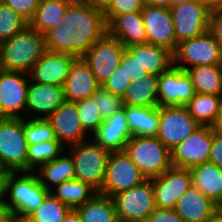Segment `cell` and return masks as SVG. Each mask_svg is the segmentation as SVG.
Here are the masks:
<instances>
[{"mask_svg": "<svg viewBox=\"0 0 222 222\" xmlns=\"http://www.w3.org/2000/svg\"><path fill=\"white\" fill-rule=\"evenodd\" d=\"M46 52L45 34L28 25L0 44V69L29 73Z\"/></svg>", "mask_w": 222, "mask_h": 222, "instance_id": "obj_2", "label": "cell"}, {"mask_svg": "<svg viewBox=\"0 0 222 222\" xmlns=\"http://www.w3.org/2000/svg\"><path fill=\"white\" fill-rule=\"evenodd\" d=\"M132 137L124 109L115 112L103 120L91 138L103 149L110 152L124 151L125 145Z\"/></svg>", "mask_w": 222, "mask_h": 222, "instance_id": "obj_21", "label": "cell"}, {"mask_svg": "<svg viewBox=\"0 0 222 222\" xmlns=\"http://www.w3.org/2000/svg\"><path fill=\"white\" fill-rule=\"evenodd\" d=\"M65 147L58 140L28 144L27 171H36L41 165L58 158Z\"/></svg>", "mask_w": 222, "mask_h": 222, "instance_id": "obj_35", "label": "cell"}, {"mask_svg": "<svg viewBox=\"0 0 222 222\" xmlns=\"http://www.w3.org/2000/svg\"><path fill=\"white\" fill-rule=\"evenodd\" d=\"M132 83L128 79L127 74L125 73L124 67H117L114 70V73L107 79V81L102 85V87L112 93L113 95L123 97L126 89Z\"/></svg>", "mask_w": 222, "mask_h": 222, "instance_id": "obj_42", "label": "cell"}, {"mask_svg": "<svg viewBox=\"0 0 222 222\" xmlns=\"http://www.w3.org/2000/svg\"><path fill=\"white\" fill-rule=\"evenodd\" d=\"M159 126L156 137L171 151L200 125L186 106H159Z\"/></svg>", "mask_w": 222, "mask_h": 222, "instance_id": "obj_11", "label": "cell"}, {"mask_svg": "<svg viewBox=\"0 0 222 222\" xmlns=\"http://www.w3.org/2000/svg\"><path fill=\"white\" fill-rule=\"evenodd\" d=\"M50 192L71 209L90 201L98 192L89 184L76 178L56 185Z\"/></svg>", "mask_w": 222, "mask_h": 222, "instance_id": "obj_32", "label": "cell"}, {"mask_svg": "<svg viewBox=\"0 0 222 222\" xmlns=\"http://www.w3.org/2000/svg\"><path fill=\"white\" fill-rule=\"evenodd\" d=\"M10 171L0 168V201H6V182Z\"/></svg>", "mask_w": 222, "mask_h": 222, "instance_id": "obj_48", "label": "cell"}, {"mask_svg": "<svg viewBox=\"0 0 222 222\" xmlns=\"http://www.w3.org/2000/svg\"><path fill=\"white\" fill-rule=\"evenodd\" d=\"M208 162L213 163L222 169V136L212 129V146Z\"/></svg>", "mask_w": 222, "mask_h": 222, "instance_id": "obj_47", "label": "cell"}, {"mask_svg": "<svg viewBox=\"0 0 222 222\" xmlns=\"http://www.w3.org/2000/svg\"><path fill=\"white\" fill-rule=\"evenodd\" d=\"M70 210L71 208L50 192L43 203L24 222H63Z\"/></svg>", "mask_w": 222, "mask_h": 222, "instance_id": "obj_36", "label": "cell"}, {"mask_svg": "<svg viewBox=\"0 0 222 222\" xmlns=\"http://www.w3.org/2000/svg\"><path fill=\"white\" fill-rule=\"evenodd\" d=\"M9 213L6 201H0V221Z\"/></svg>", "mask_w": 222, "mask_h": 222, "instance_id": "obj_55", "label": "cell"}, {"mask_svg": "<svg viewBox=\"0 0 222 222\" xmlns=\"http://www.w3.org/2000/svg\"><path fill=\"white\" fill-rule=\"evenodd\" d=\"M194 95L191 78L185 70L172 65L158 76L159 106H185Z\"/></svg>", "mask_w": 222, "mask_h": 222, "instance_id": "obj_16", "label": "cell"}, {"mask_svg": "<svg viewBox=\"0 0 222 222\" xmlns=\"http://www.w3.org/2000/svg\"><path fill=\"white\" fill-rule=\"evenodd\" d=\"M92 97L97 104L102 120L109 118L123 107L122 98L113 95L109 91L105 90L102 86Z\"/></svg>", "mask_w": 222, "mask_h": 222, "instance_id": "obj_40", "label": "cell"}, {"mask_svg": "<svg viewBox=\"0 0 222 222\" xmlns=\"http://www.w3.org/2000/svg\"><path fill=\"white\" fill-rule=\"evenodd\" d=\"M82 222H119L112 198L97 193L76 208Z\"/></svg>", "mask_w": 222, "mask_h": 222, "instance_id": "obj_33", "label": "cell"}, {"mask_svg": "<svg viewBox=\"0 0 222 222\" xmlns=\"http://www.w3.org/2000/svg\"><path fill=\"white\" fill-rule=\"evenodd\" d=\"M71 3V0H41L29 26L45 34L61 20Z\"/></svg>", "mask_w": 222, "mask_h": 222, "instance_id": "obj_31", "label": "cell"}, {"mask_svg": "<svg viewBox=\"0 0 222 222\" xmlns=\"http://www.w3.org/2000/svg\"><path fill=\"white\" fill-rule=\"evenodd\" d=\"M125 47L106 33L84 54L82 59L90 66L97 82L102 86L119 67Z\"/></svg>", "mask_w": 222, "mask_h": 222, "instance_id": "obj_13", "label": "cell"}, {"mask_svg": "<svg viewBox=\"0 0 222 222\" xmlns=\"http://www.w3.org/2000/svg\"><path fill=\"white\" fill-rule=\"evenodd\" d=\"M0 222H24V219L16 214L9 213Z\"/></svg>", "mask_w": 222, "mask_h": 222, "instance_id": "obj_54", "label": "cell"}, {"mask_svg": "<svg viewBox=\"0 0 222 222\" xmlns=\"http://www.w3.org/2000/svg\"><path fill=\"white\" fill-rule=\"evenodd\" d=\"M177 44L208 32L210 9L199 0L170 7Z\"/></svg>", "mask_w": 222, "mask_h": 222, "instance_id": "obj_12", "label": "cell"}, {"mask_svg": "<svg viewBox=\"0 0 222 222\" xmlns=\"http://www.w3.org/2000/svg\"><path fill=\"white\" fill-rule=\"evenodd\" d=\"M106 33L102 10L84 1L72 2L61 20L45 33L47 51L82 58Z\"/></svg>", "mask_w": 222, "mask_h": 222, "instance_id": "obj_1", "label": "cell"}, {"mask_svg": "<svg viewBox=\"0 0 222 222\" xmlns=\"http://www.w3.org/2000/svg\"><path fill=\"white\" fill-rule=\"evenodd\" d=\"M123 105L158 107V76L146 74L132 82L122 97Z\"/></svg>", "mask_w": 222, "mask_h": 222, "instance_id": "obj_27", "label": "cell"}, {"mask_svg": "<svg viewBox=\"0 0 222 222\" xmlns=\"http://www.w3.org/2000/svg\"><path fill=\"white\" fill-rule=\"evenodd\" d=\"M215 64H222V49L208 32L177 44L173 53V65L183 70Z\"/></svg>", "mask_w": 222, "mask_h": 222, "instance_id": "obj_8", "label": "cell"}, {"mask_svg": "<svg viewBox=\"0 0 222 222\" xmlns=\"http://www.w3.org/2000/svg\"><path fill=\"white\" fill-rule=\"evenodd\" d=\"M132 137L156 136L159 126L158 107L123 105Z\"/></svg>", "mask_w": 222, "mask_h": 222, "instance_id": "obj_28", "label": "cell"}, {"mask_svg": "<svg viewBox=\"0 0 222 222\" xmlns=\"http://www.w3.org/2000/svg\"><path fill=\"white\" fill-rule=\"evenodd\" d=\"M186 1H191V0H170V7L175 6L177 4H181Z\"/></svg>", "mask_w": 222, "mask_h": 222, "instance_id": "obj_57", "label": "cell"}, {"mask_svg": "<svg viewBox=\"0 0 222 222\" xmlns=\"http://www.w3.org/2000/svg\"><path fill=\"white\" fill-rule=\"evenodd\" d=\"M185 106L199 125L212 126L220 112L222 98L214 94L195 93Z\"/></svg>", "mask_w": 222, "mask_h": 222, "instance_id": "obj_34", "label": "cell"}, {"mask_svg": "<svg viewBox=\"0 0 222 222\" xmlns=\"http://www.w3.org/2000/svg\"><path fill=\"white\" fill-rule=\"evenodd\" d=\"M146 222H185L174 209L156 208Z\"/></svg>", "mask_w": 222, "mask_h": 222, "instance_id": "obj_46", "label": "cell"}, {"mask_svg": "<svg viewBox=\"0 0 222 222\" xmlns=\"http://www.w3.org/2000/svg\"><path fill=\"white\" fill-rule=\"evenodd\" d=\"M29 22L9 6L0 2V44L24 30Z\"/></svg>", "mask_w": 222, "mask_h": 222, "instance_id": "obj_37", "label": "cell"}, {"mask_svg": "<svg viewBox=\"0 0 222 222\" xmlns=\"http://www.w3.org/2000/svg\"><path fill=\"white\" fill-rule=\"evenodd\" d=\"M199 1L205 4L210 10L222 8V0H199Z\"/></svg>", "mask_w": 222, "mask_h": 222, "instance_id": "obj_53", "label": "cell"}, {"mask_svg": "<svg viewBox=\"0 0 222 222\" xmlns=\"http://www.w3.org/2000/svg\"><path fill=\"white\" fill-rule=\"evenodd\" d=\"M65 101L62 86L29 80L26 119H47Z\"/></svg>", "mask_w": 222, "mask_h": 222, "instance_id": "obj_19", "label": "cell"}, {"mask_svg": "<svg viewBox=\"0 0 222 222\" xmlns=\"http://www.w3.org/2000/svg\"><path fill=\"white\" fill-rule=\"evenodd\" d=\"M212 146V127L200 125L183 142L171 150V164L188 168L208 162Z\"/></svg>", "mask_w": 222, "mask_h": 222, "instance_id": "obj_15", "label": "cell"}, {"mask_svg": "<svg viewBox=\"0 0 222 222\" xmlns=\"http://www.w3.org/2000/svg\"><path fill=\"white\" fill-rule=\"evenodd\" d=\"M146 180L125 151L111 152L107 161L105 180L99 194L112 198Z\"/></svg>", "mask_w": 222, "mask_h": 222, "instance_id": "obj_9", "label": "cell"}, {"mask_svg": "<svg viewBox=\"0 0 222 222\" xmlns=\"http://www.w3.org/2000/svg\"><path fill=\"white\" fill-rule=\"evenodd\" d=\"M47 120L53 128L57 140L65 148L91 138L82 128L75 102L65 101Z\"/></svg>", "mask_w": 222, "mask_h": 222, "instance_id": "obj_18", "label": "cell"}, {"mask_svg": "<svg viewBox=\"0 0 222 222\" xmlns=\"http://www.w3.org/2000/svg\"><path fill=\"white\" fill-rule=\"evenodd\" d=\"M74 161L75 178L89 184L98 193L103 187L110 151L92 138L65 148Z\"/></svg>", "mask_w": 222, "mask_h": 222, "instance_id": "obj_4", "label": "cell"}, {"mask_svg": "<svg viewBox=\"0 0 222 222\" xmlns=\"http://www.w3.org/2000/svg\"><path fill=\"white\" fill-rule=\"evenodd\" d=\"M27 148L23 118L0 117V168L27 171Z\"/></svg>", "mask_w": 222, "mask_h": 222, "instance_id": "obj_6", "label": "cell"}, {"mask_svg": "<svg viewBox=\"0 0 222 222\" xmlns=\"http://www.w3.org/2000/svg\"><path fill=\"white\" fill-rule=\"evenodd\" d=\"M141 14L146 29L147 43L166 48L174 53L176 35L171 10L145 4Z\"/></svg>", "mask_w": 222, "mask_h": 222, "instance_id": "obj_17", "label": "cell"}, {"mask_svg": "<svg viewBox=\"0 0 222 222\" xmlns=\"http://www.w3.org/2000/svg\"><path fill=\"white\" fill-rule=\"evenodd\" d=\"M211 127L214 132L222 136V106L214 124Z\"/></svg>", "mask_w": 222, "mask_h": 222, "instance_id": "obj_51", "label": "cell"}, {"mask_svg": "<svg viewBox=\"0 0 222 222\" xmlns=\"http://www.w3.org/2000/svg\"><path fill=\"white\" fill-rule=\"evenodd\" d=\"M185 71L191 78L195 93L220 96L222 64L194 66Z\"/></svg>", "mask_w": 222, "mask_h": 222, "instance_id": "obj_30", "label": "cell"}, {"mask_svg": "<svg viewBox=\"0 0 222 222\" xmlns=\"http://www.w3.org/2000/svg\"><path fill=\"white\" fill-rule=\"evenodd\" d=\"M193 186L199 189L216 205L222 202V169L204 162L190 168Z\"/></svg>", "mask_w": 222, "mask_h": 222, "instance_id": "obj_26", "label": "cell"}, {"mask_svg": "<svg viewBox=\"0 0 222 222\" xmlns=\"http://www.w3.org/2000/svg\"><path fill=\"white\" fill-rule=\"evenodd\" d=\"M145 4L152 7H163L170 9V0H144Z\"/></svg>", "mask_w": 222, "mask_h": 222, "instance_id": "obj_50", "label": "cell"}, {"mask_svg": "<svg viewBox=\"0 0 222 222\" xmlns=\"http://www.w3.org/2000/svg\"><path fill=\"white\" fill-rule=\"evenodd\" d=\"M77 57L67 53L47 51L31 68L29 78L35 83L64 85L71 65Z\"/></svg>", "mask_w": 222, "mask_h": 222, "instance_id": "obj_20", "label": "cell"}, {"mask_svg": "<svg viewBox=\"0 0 222 222\" xmlns=\"http://www.w3.org/2000/svg\"><path fill=\"white\" fill-rule=\"evenodd\" d=\"M112 200L119 222H146L149 215L156 209L150 179L114 195Z\"/></svg>", "mask_w": 222, "mask_h": 222, "instance_id": "obj_7", "label": "cell"}, {"mask_svg": "<svg viewBox=\"0 0 222 222\" xmlns=\"http://www.w3.org/2000/svg\"><path fill=\"white\" fill-rule=\"evenodd\" d=\"M34 172L38 175L40 183L50 191L56 185L75 178L74 161L64 150L58 158L41 165Z\"/></svg>", "mask_w": 222, "mask_h": 222, "instance_id": "obj_29", "label": "cell"}, {"mask_svg": "<svg viewBox=\"0 0 222 222\" xmlns=\"http://www.w3.org/2000/svg\"><path fill=\"white\" fill-rule=\"evenodd\" d=\"M126 49L148 74L161 75L173 65V53L153 44H134Z\"/></svg>", "mask_w": 222, "mask_h": 222, "instance_id": "obj_25", "label": "cell"}, {"mask_svg": "<svg viewBox=\"0 0 222 222\" xmlns=\"http://www.w3.org/2000/svg\"><path fill=\"white\" fill-rule=\"evenodd\" d=\"M49 193L35 172L8 173L5 198L8 210L24 220L43 203Z\"/></svg>", "mask_w": 222, "mask_h": 222, "instance_id": "obj_3", "label": "cell"}, {"mask_svg": "<svg viewBox=\"0 0 222 222\" xmlns=\"http://www.w3.org/2000/svg\"><path fill=\"white\" fill-rule=\"evenodd\" d=\"M29 74L0 69V117L26 118Z\"/></svg>", "mask_w": 222, "mask_h": 222, "instance_id": "obj_10", "label": "cell"}, {"mask_svg": "<svg viewBox=\"0 0 222 222\" xmlns=\"http://www.w3.org/2000/svg\"><path fill=\"white\" fill-rule=\"evenodd\" d=\"M217 209L220 211V213L222 214V202H220L218 205H217Z\"/></svg>", "mask_w": 222, "mask_h": 222, "instance_id": "obj_58", "label": "cell"}, {"mask_svg": "<svg viewBox=\"0 0 222 222\" xmlns=\"http://www.w3.org/2000/svg\"><path fill=\"white\" fill-rule=\"evenodd\" d=\"M125 153L146 179L162 175L171 164V151L156 137H131Z\"/></svg>", "mask_w": 222, "mask_h": 222, "instance_id": "obj_5", "label": "cell"}, {"mask_svg": "<svg viewBox=\"0 0 222 222\" xmlns=\"http://www.w3.org/2000/svg\"><path fill=\"white\" fill-rule=\"evenodd\" d=\"M208 33L216 40L222 49V8L210 10Z\"/></svg>", "mask_w": 222, "mask_h": 222, "instance_id": "obj_45", "label": "cell"}, {"mask_svg": "<svg viewBox=\"0 0 222 222\" xmlns=\"http://www.w3.org/2000/svg\"><path fill=\"white\" fill-rule=\"evenodd\" d=\"M100 87L90 66L82 58L73 62L63 85L66 101L75 103L92 97Z\"/></svg>", "mask_w": 222, "mask_h": 222, "instance_id": "obj_22", "label": "cell"}, {"mask_svg": "<svg viewBox=\"0 0 222 222\" xmlns=\"http://www.w3.org/2000/svg\"><path fill=\"white\" fill-rule=\"evenodd\" d=\"M63 222H82L78 212L76 211V209H71Z\"/></svg>", "mask_w": 222, "mask_h": 222, "instance_id": "obj_52", "label": "cell"}, {"mask_svg": "<svg viewBox=\"0 0 222 222\" xmlns=\"http://www.w3.org/2000/svg\"><path fill=\"white\" fill-rule=\"evenodd\" d=\"M207 222H222V214L217 209L208 219Z\"/></svg>", "mask_w": 222, "mask_h": 222, "instance_id": "obj_56", "label": "cell"}, {"mask_svg": "<svg viewBox=\"0 0 222 222\" xmlns=\"http://www.w3.org/2000/svg\"><path fill=\"white\" fill-rule=\"evenodd\" d=\"M82 128L91 137L102 124L100 111L93 97L76 102Z\"/></svg>", "mask_w": 222, "mask_h": 222, "instance_id": "obj_39", "label": "cell"}, {"mask_svg": "<svg viewBox=\"0 0 222 222\" xmlns=\"http://www.w3.org/2000/svg\"><path fill=\"white\" fill-rule=\"evenodd\" d=\"M72 2H80V1H83V0H71Z\"/></svg>", "mask_w": 222, "mask_h": 222, "instance_id": "obj_59", "label": "cell"}, {"mask_svg": "<svg viewBox=\"0 0 222 222\" xmlns=\"http://www.w3.org/2000/svg\"><path fill=\"white\" fill-rule=\"evenodd\" d=\"M144 5V0H112L108 7L103 11L105 21L108 24L117 15L141 12Z\"/></svg>", "mask_w": 222, "mask_h": 222, "instance_id": "obj_41", "label": "cell"}, {"mask_svg": "<svg viewBox=\"0 0 222 222\" xmlns=\"http://www.w3.org/2000/svg\"><path fill=\"white\" fill-rule=\"evenodd\" d=\"M85 3H88L94 8L104 11L112 0H83Z\"/></svg>", "mask_w": 222, "mask_h": 222, "instance_id": "obj_49", "label": "cell"}, {"mask_svg": "<svg viewBox=\"0 0 222 222\" xmlns=\"http://www.w3.org/2000/svg\"><path fill=\"white\" fill-rule=\"evenodd\" d=\"M23 132L27 144L57 140L54 130L47 119L23 118Z\"/></svg>", "mask_w": 222, "mask_h": 222, "instance_id": "obj_38", "label": "cell"}, {"mask_svg": "<svg viewBox=\"0 0 222 222\" xmlns=\"http://www.w3.org/2000/svg\"><path fill=\"white\" fill-rule=\"evenodd\" d=\"M120 66L124 67L128 79L132 82L148 74L139 64L138 60L134 59L133 55L126 48L121 56Z\"/></svg>", "mask_w": 222, "mask_h": 222, "instance_id": "obj_43", "label": "cell"}, {"mask_svg": "<svg viewBox=\"0 0 222 222\" xmlns=\"http://www.w3.org/2000/svg\"><path fill=\"white\" fill-rule=\"evenodd\" d=\"M150 180L155 207L160 209H174L178 199L193 185L190 169L175 166Z\"/></svg>", "mask_w": 222, "mask_h": 222, "instance_id": "obj_14", "label": "cell"}, {"mask_svg": "<svg viewBox=\"0 0 222 222\" xmlns=\"http://www.w3.org/2000/svg\"><path fill=\"white\" fill-rule=\"evenodd\" d=\"M1 2L9 6L29 22L34 16L41 0H1Z\"/></svg>", "mask_w": 222, "mask_h": 222, "instance_id": "obj_44", "label": "cell"}, {"mask_svg": "<svg viewBox=\"0 0 222 222\" xmlns=\"http://www.w3.org/2000/svg\"><path fill=\"white\" fill-rule=\"evenodd\" d=\"M107 33L116 38L125 48L147 43L146 29L141 12L115 16L107 24Z\"/></svg>", "mask_w": 222, "mask_h": 222, "instance_id": "obj_23", "label": "cell"}, {"mask_svg": "<svg viewBox=\"0 0 222 222\" xmlns=\"http://www.w3.org/2000/svg\"><path fill=\"white\" fill-rule=\"evenodd\" d=\"M174 210L185 222L207 220L217 205L193 185L178 199Z\"/></svg>", "mask_w": 222, "mask_h": 222, "instance_id": "obj_24", "label": "cell"}]
</instances>
